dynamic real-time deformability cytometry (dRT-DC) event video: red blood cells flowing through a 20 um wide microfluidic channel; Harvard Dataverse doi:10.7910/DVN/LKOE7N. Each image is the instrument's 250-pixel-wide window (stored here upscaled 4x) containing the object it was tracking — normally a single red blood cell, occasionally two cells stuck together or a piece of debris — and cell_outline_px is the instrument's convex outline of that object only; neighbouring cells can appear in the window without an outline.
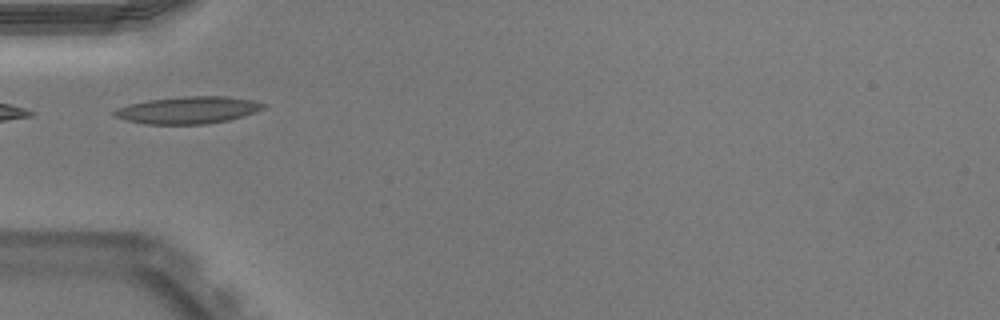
{"species": "Egyptian fruit bat (a non-hibernating species)", "species_latin": "Rousettus aegyptiacus", "temperature_condition": "warm", "stored_images_in_passage": 34, "camera_frame_rate_fps": 3000, "um_per_image_px": 0.085, "animal": {"sex": "male"}, "frame": {"image": 1, "passage_image": 1, "time_ms": 0.0, "image_size_px": [1000, 320], "cell_outline_px": [[268, 104], [264, 108], [256, 112], [244, 116], [228, 120], [208, 124], [144, 124], [124, 120], [116, 116], [112, 112], [116, 108], [128, 104], [148, 100], [180, 96], [228, 96], [252, 100]], "centroid_in_image_um": [15.99, 9.35], "position_along_channel_um": 69.0, "area_um2": 23.81}}
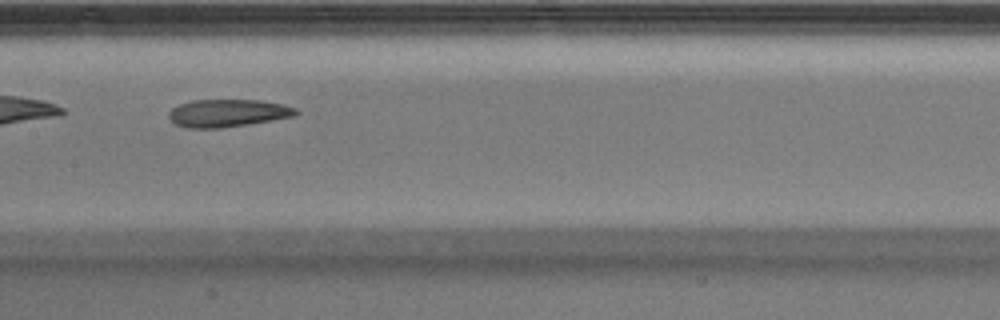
{"frame": {"image": 2, "passage_image": 10, "time_ms": 3.0, "image_size_px": [1000, 320], "cell_outline_px": [[300, 112], [296, 116], [248, 124], [220, 128], [188, 128], [176, 124], [168, 116], [168, 112], [172, 108], [180, 104], [192, 100], [260, 100], [284, 104], [296, 108]], "centroid_in_image_um": [19.39, 9.61], "position_along_channel_um": 188.0, "area_um2": 20.52}, "authors_computed_cell_mechanics": {"area_um2": 21.5016, "velocity_mm_per_s": 3.9492, "shape_relaxation_time_tau1_ms": null, "shape_relaxation_time_tau2_ms": 1.3105, "deformation_change_tau1": null, "deformation_change_tau2": 0.0856}}